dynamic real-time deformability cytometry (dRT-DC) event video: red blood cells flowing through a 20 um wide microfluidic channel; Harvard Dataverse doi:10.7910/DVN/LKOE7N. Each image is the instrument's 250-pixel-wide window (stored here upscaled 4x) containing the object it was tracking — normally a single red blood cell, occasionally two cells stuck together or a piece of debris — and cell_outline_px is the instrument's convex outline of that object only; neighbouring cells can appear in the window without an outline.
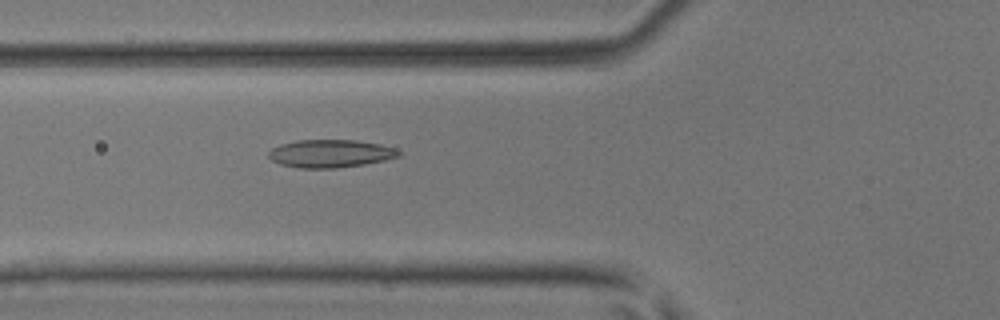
{"species": "common noctule bat (a hibernating species)", "species_latin": "Nyctalus noctula", "temperature_condition": "room temperature", "stored_images_in_passage": 37, "camera_frame_rate_fps": 3000, "um_per_image_px": 0.085, "animal": {"sex": "male", "body_mass_g": 17.9, "forearm_length_mm": 54.2}, "frame": {"image": 1, "passage_image": 7, "time_ms": 2.0, "image_size_px": [1000, 320], "cell_outline_px": [[404, 152], [400, 156], [384, 160], [364, 164], [336, 168], [300, 168], [280, 164], [272, 160], [268, 156], [268, 152], [272, 148], [280, 144], [296, 140], [356, 140], [380, 144], [396, 148]], "centroid_in_image_um": [28.11, 13.04], "position_along_channel_um": 97.7, "area_um2": 21.27}}
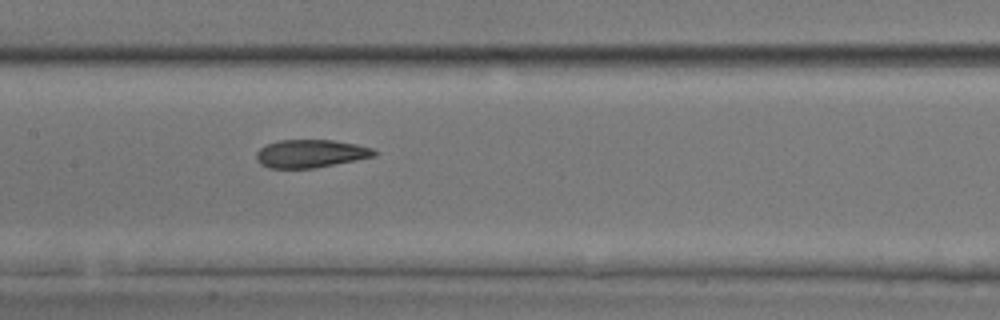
{"frame": {"image": 2, "passage_image": 13, "time_ms": 4.0, "image_size_px": [1000, 320], "cell_outline_px": [[380, 152], [376, 156], [356, 160], [312, 168], [268, 168], [260, 164], [256, 160], [256, 152], [260, 148], [276, 140], [332, 140], [356, 144], [372, 148]], "centroid_in_image_um": [26.4, 13.05], "position_along_channel_um": 181.0, "area_um2": 19.31}}
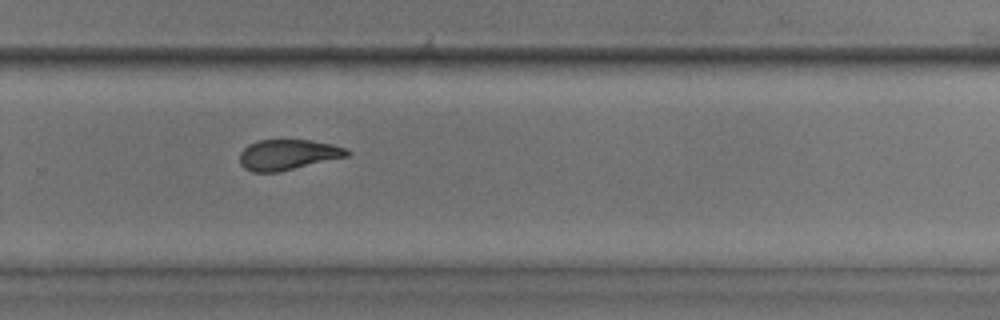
{"frame": {"image": 3, "passage_image": 22, "time_ms": 7.0, "image_size_px": [1000, 320], "cell_outline_px": [[352, 152], [348, 156], [280, 172], [252, 172], [244, 168], [240, 164], [240, 152], [248, 144], [256, 140], [308, 140], [332, 144], [344, 148]], "centroid_in_image_um": [24.45, 13.15], "position_along_channel_um": 305.4, "area_um2": 19.13}, "authors_computed_cell_mechanics": {"area_um2": 19.3052, "velocity_mm_per_s": 4.1601, "shape_relaxation_time_tau1_ms": null, "shape_relaxation_time_tau2_ms": 1.5868, "deformation_change_tau1": null, "deformation_change_tau2": 0.0767}}